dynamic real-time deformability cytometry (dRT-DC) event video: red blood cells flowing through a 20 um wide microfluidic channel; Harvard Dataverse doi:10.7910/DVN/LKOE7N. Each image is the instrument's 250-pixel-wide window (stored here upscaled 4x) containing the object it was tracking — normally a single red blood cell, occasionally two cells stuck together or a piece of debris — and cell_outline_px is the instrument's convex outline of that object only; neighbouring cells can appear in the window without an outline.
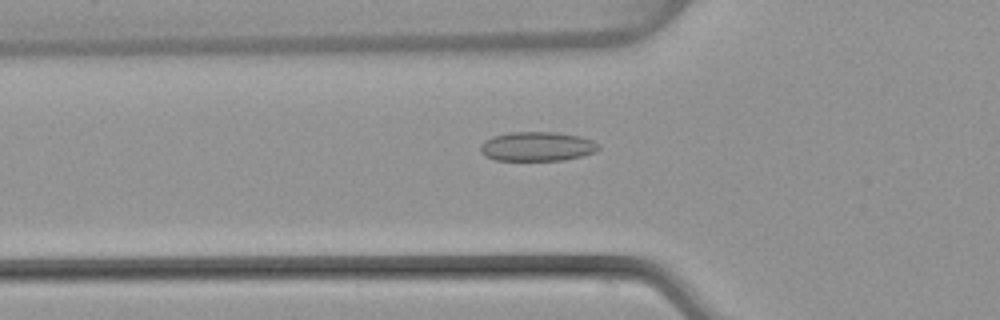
{"species": "common noctule bat (a hibernating species)", "species_latin": "Nyctalus noctula", "temperature_condition": "warm", "stored_images_in_passage": 50, "camera_frame_rate_fps": 3000, "um_per_image_px": 0.085, "animal": {"sex": "female", "body_mass_g": 22.7, "forearm_length_mm": 54.2}, "frame": {"image": 1, "passage_image": 17, "time_ms": 5.333, "image_size_px": [1000, 320], "cell_outline_px": [[600, 148], [596, 152], [564, 160], [496, 160], [484, 156], [480, 152], [480, 144], [484, 140], [492, 136], [512, 132], [556, 132], [580, 136], [592, 140], [600, 144]], "centroid_in_image_um": [45.65, 12.44], "position_along_channel_um": 80.2, "area_um2": 20.35}}
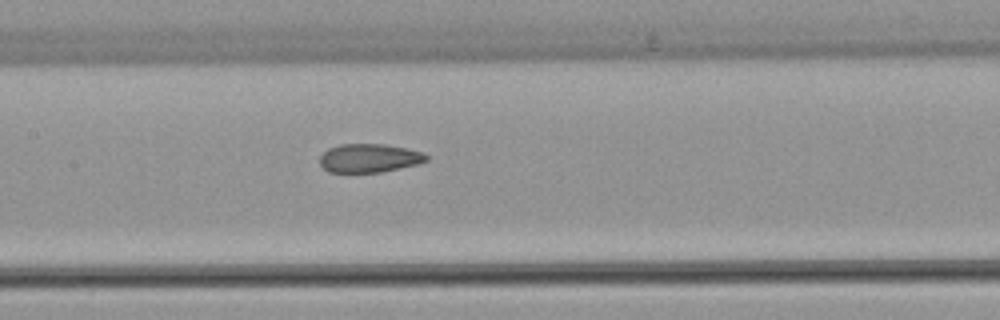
{"frame": {"image": 2, "passage_image": 24, "time_ms": 7.667, "image_size_px": [1000, 320], "cell_outline_px": [[428, 160], [416, 164], [380, 172], [328, 172], [320, 164], [320, 156], [328, 148], [340, 144], [384, 144], [424, 152], [428, 156]], "centroid_in_image_um": [31.37, 13.43], "position_along_channel_um": 176.0, "area_um2": 17.63}}
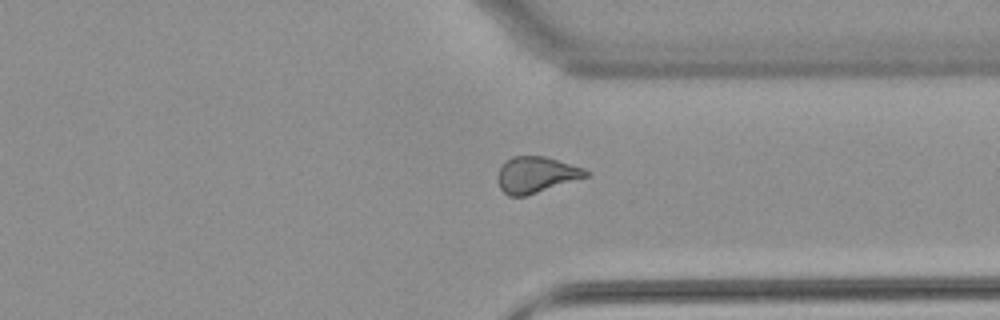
{"frame": {"image": 3, "passage_image": 38, "time_ms": 12.333, "image_size_px": [1000, 320], "cell_outline_px": [[588, 176], [524, 196], [508, 196], [500, 188], [496, 176], [504, 160], [512, 156], [544, 156], [584, 168], [588, 172]], "centroid_in_image_um": [45.51, 14.84], "position_along_channel_um": 365.9, "area_um2": 18.38}, "authors_computed_cell_mechanics": {"area_um2": 18.9584, "velocity_mm_per_s": 4.0718, "shape_relaxation_time_tau1_ms": null, "shape_relaxation_time_tau2_ms": 1.8345, "deformation_change_tau1": null, "deformation_change_tau2": 0.0806}}